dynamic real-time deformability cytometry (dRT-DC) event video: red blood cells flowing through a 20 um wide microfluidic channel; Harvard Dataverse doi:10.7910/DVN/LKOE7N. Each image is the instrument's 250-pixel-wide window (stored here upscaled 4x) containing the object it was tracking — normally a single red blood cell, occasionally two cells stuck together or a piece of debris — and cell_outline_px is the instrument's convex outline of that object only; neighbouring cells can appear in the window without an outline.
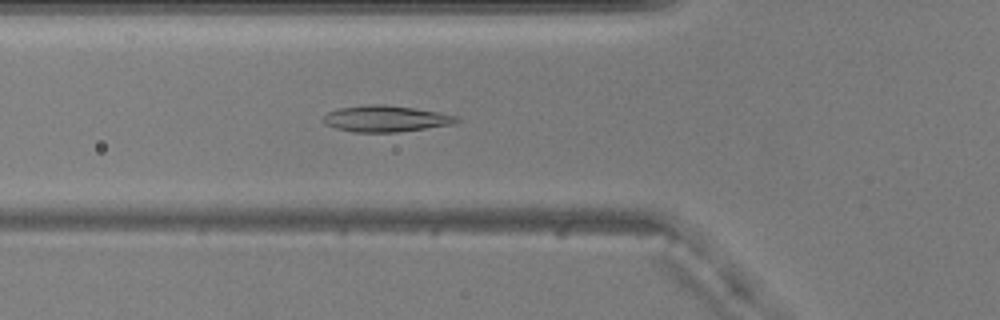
{"species": "common noctule bat (a hibernating species)", "species_latin": "Nyctalus noctula", "temperature_condition": "warm", "stored_images_in_passage": 54, "camera_frame_rate_fps": 3000, "um_per_image_px": 0.085, "animal": {"sex": "male", "body_mass_g": 20.5, "forearm_length_mm": 52.5}, "frame": {"image": 1, "passage_image": 19, "time_ms": 6.0, "image_size_px": [1000, 320], "cell_outline_px": [[460, 120], [456, 124], [396, 132], [352, 132], [336, 128], [324, 124], [324, 116], [328, 112], [340, 108], [372, 104], [384, 104], [440, 112], [456, 116]], "centroid_in_image_um": [32.81, 10.09], "position_along_channel_um": 93.0, "area_um2": 20.29}}
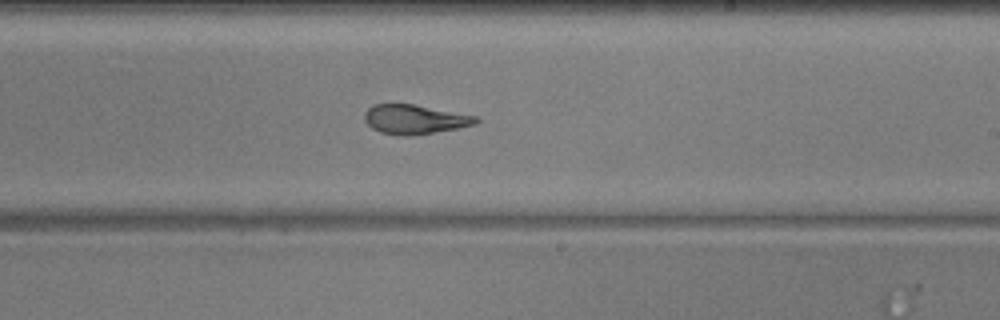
{"frame": {"image": 2, "passage_image": 32, "time_ms": 10.333, "image_size_px": [1000, 320], "cell_outline_px": [[480, 120], [476, 124], [460, 128], [432, 132], [380, 132], [372, 128], [364, 120], [364, 112], [372, 104], [412, 104], [480, 116]], "centroid_in_image_um": [35.31, 10.08], "position_along_channel_um": 253.7, "area_um2": 18.32}}
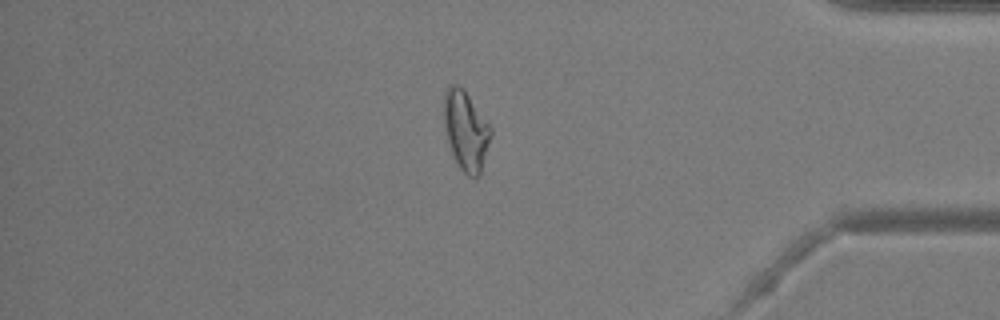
{"frame": {"image": 3, "passage_image": 46, "time_ms": 15.0, "image_size_px": [1000, 320], "cell_outline_px": [[492, 132], [480, 172], [476, 176], [468, 176], [460, 168], [452, 152], [444, 128], [444, 92], [448, 84], [460, 84], [464, 88], [492, 128]], "centroid_in_image_um": [39.58, 11.01], "position_along_channel_um": 395.6, "area_um2": 21.5}, "authors_computed_cell_mechanics": {"area_um2": 20.3167, "velocity_mm_per_s": 3.6942, "shape_relaxation_time_tau1_ms": null, "shape_relaxation_time_tau2_ms": 1.6755, "deformation_change_tau1": null, "deformation_change_tau2": 0.0776}}